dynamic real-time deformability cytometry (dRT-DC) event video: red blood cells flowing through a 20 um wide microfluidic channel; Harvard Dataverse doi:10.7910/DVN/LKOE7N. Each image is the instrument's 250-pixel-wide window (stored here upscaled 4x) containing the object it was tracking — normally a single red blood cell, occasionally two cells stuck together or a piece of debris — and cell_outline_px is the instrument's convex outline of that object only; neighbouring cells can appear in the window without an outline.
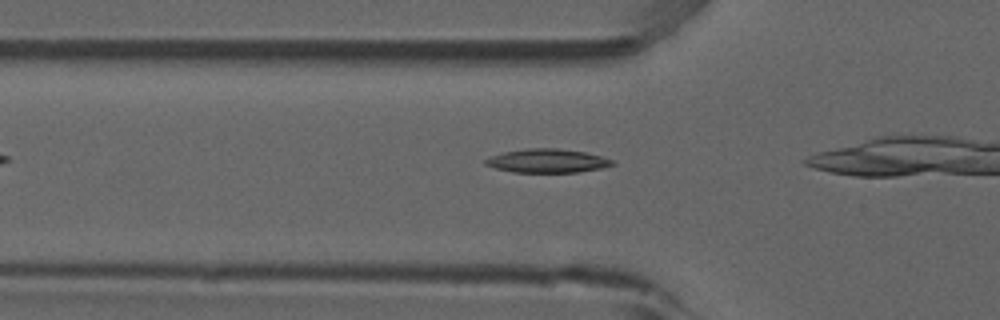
{"species": "common noctule bat (a hibernating species)", "species_latin": "Nyctalus noctula", "temperature_condition": "room temperature", "stored_images_in_passage": 8, "camera_frame_rate_fps": 3000, "um_per_image_px": 0.085, "animal": {"sex": "male", "forearm_length_mm": 52.5}, "frame": {"image": 1, "passage_image": 3, "time_ms": 0.667, "image_size_px": [1000, 320], "cell_outline_px": [[616, 164], [600, 168], [576, 172], [512, 172], [496, 168], [484, 164], [484, 160], [492, 156], [504, 152], [528, 148], [556, 148], [584, 152], [600, 156], [612, 160]], "centroid_in_image_um": [46.5, 13.67], "position_along_channel_um": 79.3, "area_um2": 17.28}}
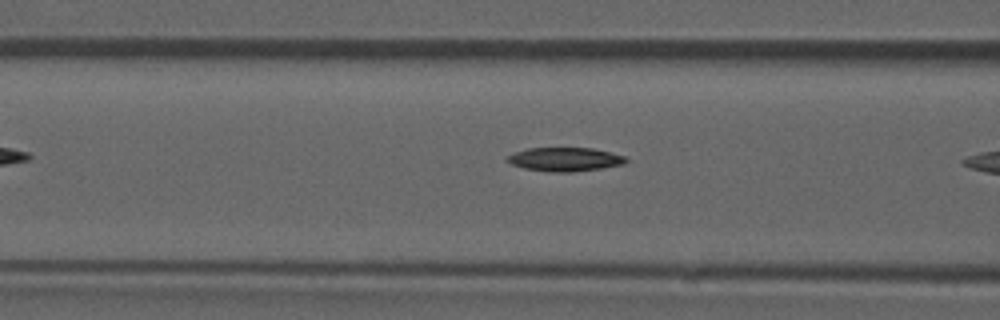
{"frame": {"image": 2, "passage_image": 6, "time_ms": 1.667, "image_size_px": [1000, 320], "cell_outline_px": [[628, 160], [624, 164], [600, 168], [572, 172], [548, 172], [524, 168], [512, 164], [504, 160], [508, 156], [516, 152], [528, 148], [592, 148], [624, 156]], "centroid_in_image_um": [47.99, 13.55], "position_along_channel_um": 118.6, "area_um2": 16.3}}